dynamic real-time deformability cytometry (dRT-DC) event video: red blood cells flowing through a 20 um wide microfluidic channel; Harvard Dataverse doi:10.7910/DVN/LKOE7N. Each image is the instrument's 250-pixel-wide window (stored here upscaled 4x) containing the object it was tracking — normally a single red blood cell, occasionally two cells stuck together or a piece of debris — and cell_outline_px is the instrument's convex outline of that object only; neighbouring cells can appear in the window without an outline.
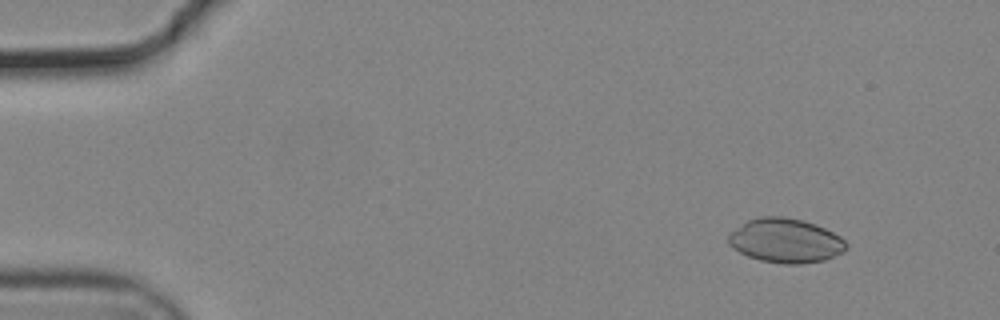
{"species": "common noctule bat (a hibernating species)", "species_latin": "Nyctalus noctula", "temperature_condition": "cold", "stored_images_in_passage": 55, "camera_frame_rate_fps": 3000, "um_per_image_px": 0.085, "animal": {"sex": "male", "body_mass_g": 19.2, "forearm_length_mm": 51.8}, "frame": {"image": 1, "passage_image": 5, "time_ms": 1.333, "image_size_px": [1000, 320], "cell_outline_px": [[848, 248], [844, 252], [824, 260], [800, 264], [784, 264], [760, 260], [748, 256], [732, 248], [728, 244], [728, 232], [748, 220], [760, 216], [780, 216], [804, 220], [816, 224], [840, 236], [848, 244]], "centroid_in_image_um": [66.76, 20.45], "position_along_channel_um": 18.2, "area_um2": 30.63}}
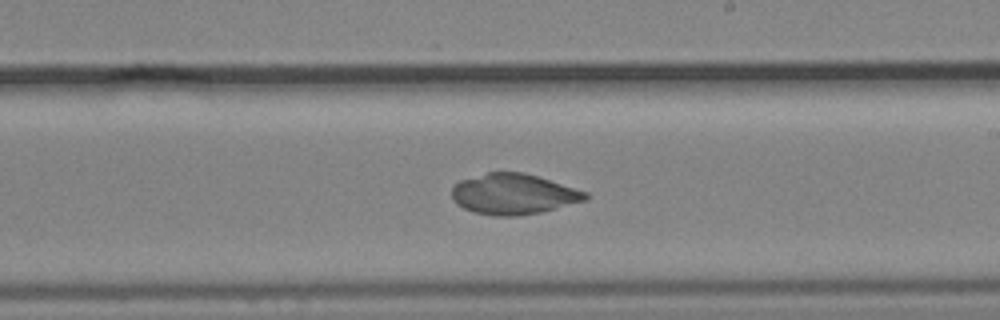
{"frame": {"image": 2, "passage_image": 32, "time_ms": 10.333, "image_size_px": [1000, 320], "cell_outline_px": [[588, 200], [540, 212], [516, 216], [492, 216], [476, 212], [464, 208], [456, 204], [452, 200], [452, 188], [460, 180], [488, 172], [524, 172], [588, 192]], "centroid_in_image_um": [43.64, 16.5], "position_along_channel_um": 245.4, "area_um2": 31.56}}
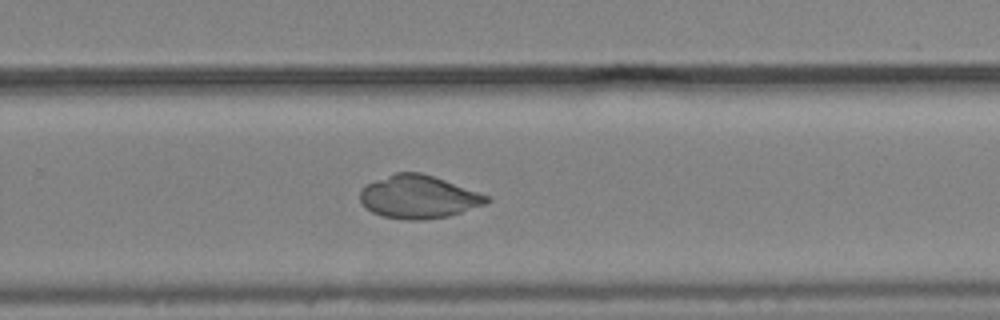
{"frame": {"image": 3, "passage_image": 36, "time_ms": 11.667, "image_size_px": [1000, 320], "cell_outline_px": [[492, 200], [484, 204], [448, 216], [424, 220], [408, 220], [380, 216], [372, 212], [360, 200], [360, 188], [364, 184], [396, 172], [420, 172], [444, 180], [488, 196]], "centroid_in_image_um": [35.52, 16.74], "position_along_channel_um": 294.3, "area_um2": 31.5}}